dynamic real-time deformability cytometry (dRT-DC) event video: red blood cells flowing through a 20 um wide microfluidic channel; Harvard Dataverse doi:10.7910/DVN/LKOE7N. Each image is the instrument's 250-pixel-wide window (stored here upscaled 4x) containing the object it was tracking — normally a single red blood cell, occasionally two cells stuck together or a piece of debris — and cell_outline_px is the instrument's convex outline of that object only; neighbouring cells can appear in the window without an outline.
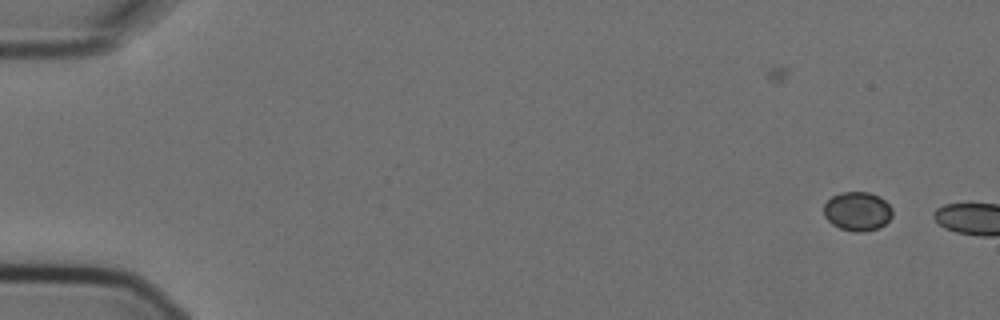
{"species": "Egyptian fruit bat (a non-hibernating species)", "species_latin": "Rousettus aegyptiacus", "temperature_condition": "cold", "stored_images_in_passage": 6, "camera_frame_rate_fps": 3000, "um_per_image_px": 0.085, "animal": {"sex": "female"}, "frame": {"image": 1, "passage_image": 1, "time_ms": 0.0, "image_size_px": [1000, 320], "cell_outline_px": [[892, 216], [880, 228], [860, 232], [856, 232], [840, 228], [832, 224], [824, 216], [824, 204], [832, 196], [844, 192], [868, 192], [880, 196], [892, 208]], "centroid_in_image_um": [72.88, 17.96], "position_along_channel_um": 12.1, "area_um2": 15.55}}
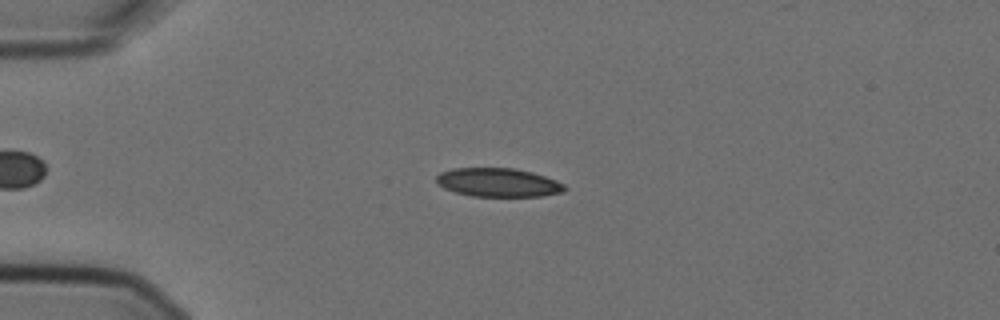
{"frame": {"image": 2, "passage_image": 5, "time_ms": 1.333, "image_size_px": [1000, 320], "cell_outline_px": [[568, 188], [564, 192], [540, 196], [472, 196], [456, 192], [444, 188], [436, 184], [436, 176], [440, 172], [452, 168], [512, 168], [532, 172], [556, 180], [564, 184]], "centroid_in_image_um": [42.34, 15.51], "position_along_channel_um": 42.7, "area_um2": 21.5}}